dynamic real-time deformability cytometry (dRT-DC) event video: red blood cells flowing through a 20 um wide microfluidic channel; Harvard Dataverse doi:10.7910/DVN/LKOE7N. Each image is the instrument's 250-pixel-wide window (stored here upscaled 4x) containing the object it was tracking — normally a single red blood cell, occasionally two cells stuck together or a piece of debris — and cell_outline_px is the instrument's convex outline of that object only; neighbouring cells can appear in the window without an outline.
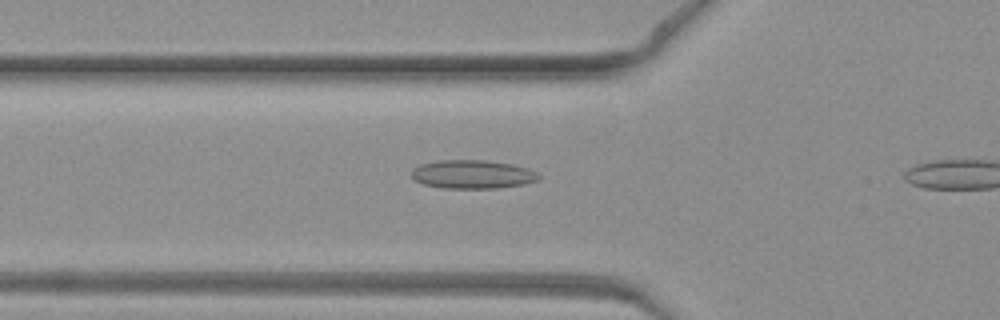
{"species": "common noctule bat (a hibernating species)", "species_latin": "Nyctalus noctula", "temperature_condition": "warm", "stored_images_in_passage": 7, "camera_frame_rate_fps": 3000, "um_per_image_px": 0.085, "animal": {"sex": "female", "body_mass_g": 19.3, "forearm_length_mm": 54.1}, "frame": {"image": 1, "passage_image": 6, "time_ms": 1.667, "image_size_px": [1000, 320], "cell_outline_px": [[540, 180], [524, 184], [496, 188], [444, 188], [424, 184], [416, 180], [412, 176], [412, 168], [420, 164], [440, 160], [484, 160], [512, 164], [528, 168], [536, 172], [540, 176]], "centroid_in_image_um": [40.18, 14.81], "position_along_channel_um": 85.6, "area_um2": 21.15}}